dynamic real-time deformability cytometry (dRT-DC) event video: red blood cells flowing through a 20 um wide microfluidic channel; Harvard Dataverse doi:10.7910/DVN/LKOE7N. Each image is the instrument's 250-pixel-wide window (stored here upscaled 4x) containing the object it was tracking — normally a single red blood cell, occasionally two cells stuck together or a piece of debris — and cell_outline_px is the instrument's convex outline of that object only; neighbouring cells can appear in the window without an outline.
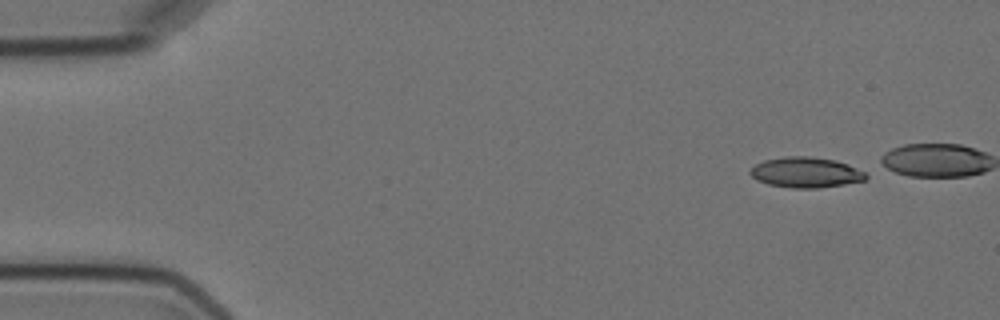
{"species": "Egyptian fruit bat (a non-hibernating species)", "species_latin": "Rousettus aegyptiacus", "temperature_condition": "cold", "stored_images_in_passage": 13, "camera_frame_rate_fps": 3000, "um_per_image_px": 0.085, "animal": {"sex": "female"}, "frame": {"image": 1, "passage_image": 1, "time_ms": 0.0, "image_size_px": [1000, 320], "cell_outline_px": [[868, 176], [864, 180], [844, 184], [816, 188], [792, 188], [768, 184], [756, 180], [748, 172], [756, 164], [764, 160], [784, 156], [808, 156], [836, 160], [848, 164], [864, 172]], "centroid_in_image_um": [68.47, 14.65], "position_along_channel_um": 16.5, "area_um2": 20.46}}